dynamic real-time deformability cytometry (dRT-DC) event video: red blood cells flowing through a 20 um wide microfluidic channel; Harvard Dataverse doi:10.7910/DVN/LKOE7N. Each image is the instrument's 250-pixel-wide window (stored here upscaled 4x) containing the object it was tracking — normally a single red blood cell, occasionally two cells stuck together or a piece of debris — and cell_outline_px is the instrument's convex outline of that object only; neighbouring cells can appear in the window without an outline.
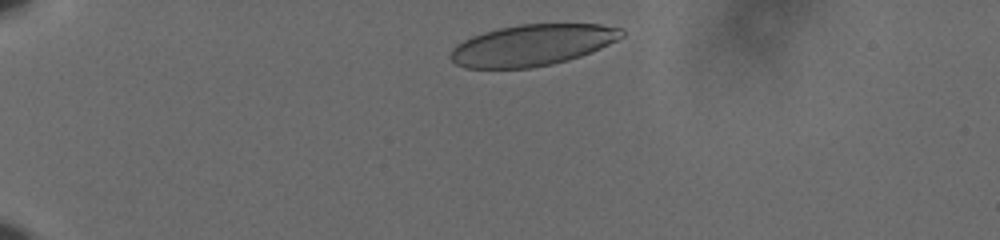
{"species": "human", "species_latin": "Homo sapiens", "temperature_condition": "cold", "stored_images_in_passage": 40, "camera_frame_rate_fps": 3000, "um_per_image_px": 0.085, "donor": {"sex": "male"}, "frame": {"image": 1, "passage_image": 3, "time_ms": 0.667, "image_size_px": [1000, 240], "cell_outline_px": [[624, 36], [592, 52], [568, 60], [552, 64], [532, 68], [464, 68], [456, 64], [448, 56], [452, 48], [456, 44], [472, 36], [484, 32], [500, 28], [520, 24], [600, 24], [624, 28]], "centroid_in_image_um": [45.24, 3.84], "position_along_channel_um": 39.8, "area_um2": 41.27}}
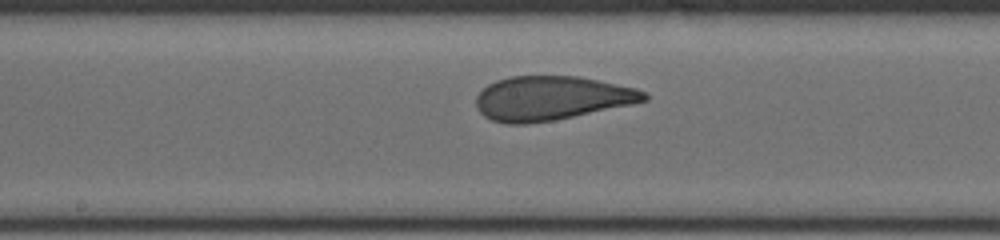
{"frame": {"image": 2, "passage_image": 22, "time_ms": 7.0, "image_size_px": [1000, 240], "cell_outline_px": [[648, 100], [632, 104], [556, 120], [528, 124], [504, 124], [492, 120], [484, 116], [476, 108], [476, 96], [488, 84], [496, 80], [512, 76], [576, 76], [636, 88], [644, 92], [648, 96]], "centroid_in_image_um": [46.83, 8.36], "position_along_channel_um": 201.4, "area_um2": 43.18}}
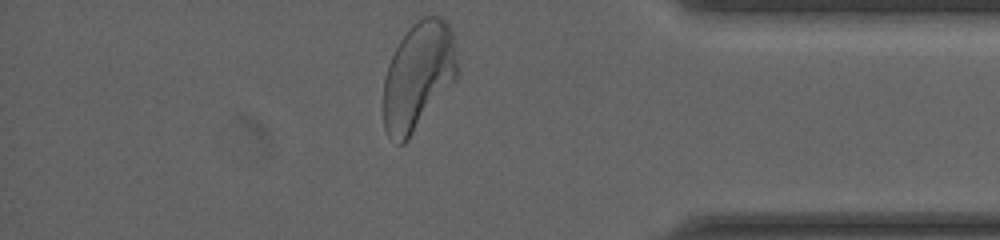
{"frame": {"image": 3, "passage_image": 40, "time_ms": 13.0, "image_size_px": [1000, 240], "cell_outline_px": [[456, 76], [408, 140], [404, 144], [396, 144], [388, 136], [384, 128], [384, 76], [388, 64], [400, 40], [408, 28], [412, 24], [424, 16], [440, 16], [448, 24], [452, 32], [456, 60]], "centroid_in_image_um": [35.5, 6.46], "position_along_channel_um": 399.7, "area_um2": 45.66}, "authors_computed_cell_mechanics": {"area_um2": 43.3211, "velocity_mm_per_s": 3.6045, "shape_relaxation_time_tau1_ms": 4.1869, "shape_relaxation_time_tau2_ms": 0.8037, "deformation_change_tau1": 0.1446, "deformation_change_tau2": 0.0687}}